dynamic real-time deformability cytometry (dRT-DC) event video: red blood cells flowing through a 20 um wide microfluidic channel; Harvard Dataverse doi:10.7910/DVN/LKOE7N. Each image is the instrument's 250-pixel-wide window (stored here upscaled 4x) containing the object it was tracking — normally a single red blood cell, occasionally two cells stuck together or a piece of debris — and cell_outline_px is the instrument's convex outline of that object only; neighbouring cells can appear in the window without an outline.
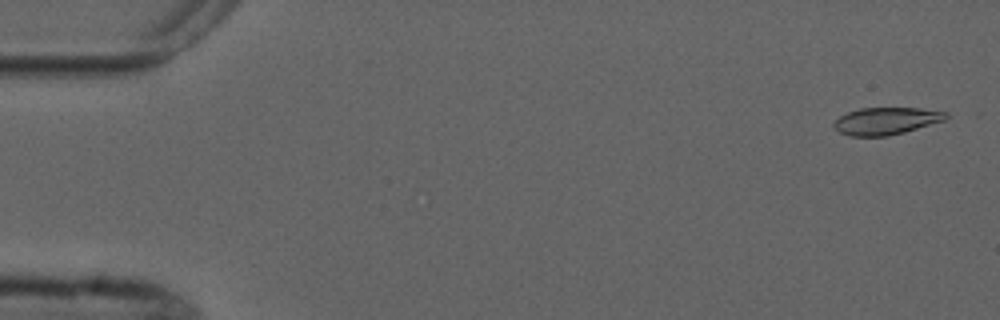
{"species": "common noctule bat (a hibernating species)", "species_latin": "Nyctalus noctula", "temperature_condition": "cold", "stored_images_in_passage": 5, "camera_frame_rate_fps": 3000, "um_per_image_px": 0.085, "animal": {"sex": "male", "forearm_length_mm": 52.5}, "frame": {"image": 1, "passage_image": 1, "time_ms": 0.0, "image_size_px": [1000, 320], "cell_outline_px": [[948, 116], [944, 120], [904, 132], [888, 136], [848, 136], [840, 132], [832, 124], [840, 116], [848, 112], [860, 108], [920, 108], [948, 112]], "centroid_in_image_um": [75.32, 10.28], "position_along_channel_um": 9.7, "area_um2": 17.63}}
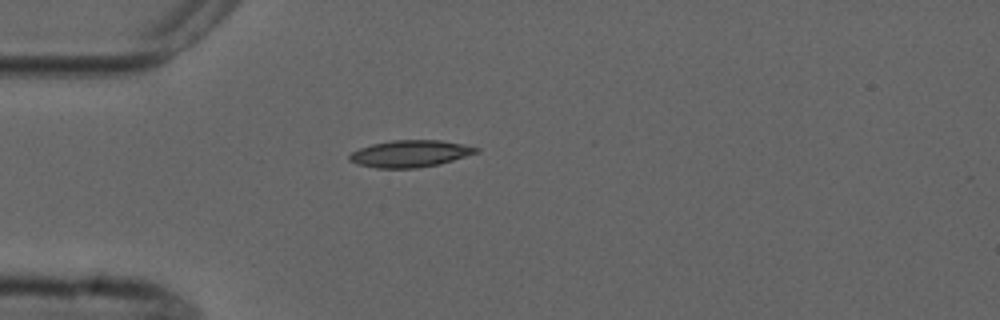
{"frame": {"image": 2, "passage_image": 4, "time_ms": 4.333, "image_size_px": [1000, 320], "cell_outline_px": [[480, 152], [440, 164], [416, 168], [376, 168], [356, 164], [348, 160], [348, 156], [352, 152], [360, 148], [372, 144], [392, 140], [440, 140], [464, 144], [480, 148]], "centroid_in_image_um": [34.87, 13.06], "position_along_channel_um": 50.1, "area_um2": 20.0}}